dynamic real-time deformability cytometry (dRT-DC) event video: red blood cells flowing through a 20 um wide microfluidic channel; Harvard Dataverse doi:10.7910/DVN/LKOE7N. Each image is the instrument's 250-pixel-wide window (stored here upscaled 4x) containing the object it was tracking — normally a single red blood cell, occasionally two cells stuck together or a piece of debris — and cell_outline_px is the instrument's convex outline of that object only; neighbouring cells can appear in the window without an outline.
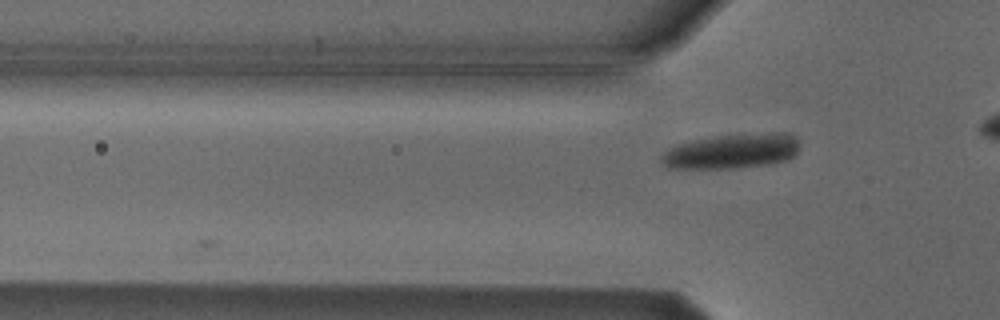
{"species": "Egyptian fruit bat (a non-hibernating species)", "species_latin": "Rousettus aegyptiacus", "temperature_condition": "cold", "stored_images_in_passage": 2, "camera_frame_rate_fps": 3000, "um_per_image_px": 0.085, "animal": {"sex": "male"}, "frame": {"image": 1, "passage_image": 2, "time_ms": 1.333, "image_size_px": [1000, 320], "cell_outline_px": [[800, 148], [792, 156], [784, 160], [768, 164], [736, 168], [668, 168], [660, 160], [660, 156], [668, 148], [676, 144], [692, 140], [716, 136], [768, 132], [784, 132], [792, 136], [800, 144]], "centroid_in_image_um": [62.17, 12.84], "position_along_channel_um": 63.6, "area_um2": 28.03}}